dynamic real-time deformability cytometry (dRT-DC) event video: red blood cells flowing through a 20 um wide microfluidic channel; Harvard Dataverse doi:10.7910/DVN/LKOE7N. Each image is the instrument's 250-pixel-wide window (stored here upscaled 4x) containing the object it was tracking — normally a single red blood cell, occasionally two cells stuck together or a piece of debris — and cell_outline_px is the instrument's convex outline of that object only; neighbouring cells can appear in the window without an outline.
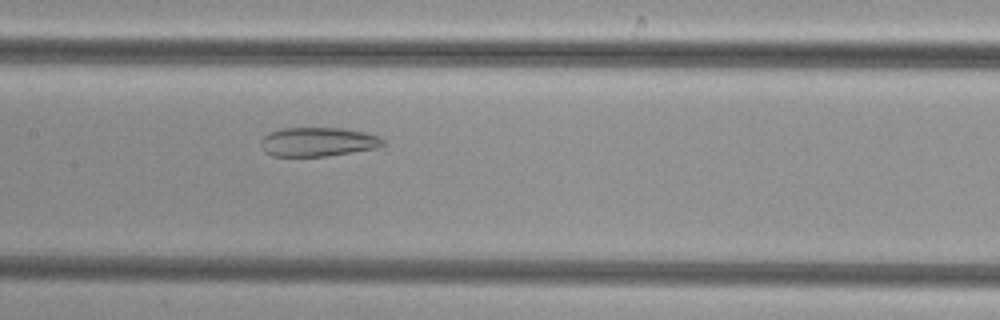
{"species": "common noctule bat (a hibernating species)", "species_latin": "Nyctalus noctula", "temperature_condition": "cold", "stored_images_in_passage": 52, "camera_frame_rate_fps": 3000, "um_per_image_px": 0.085, "animal": {"sex": "female", "body_mass_g": 29.2, "forearm_length_mm": 56.3}, "frame": {"image": 1, "passage_image": 26, "time_ms": 8.333, "image_size_px": [1000, 320], "cell_outline_px": [[384, 148], [328, 156], [272, 156], [264, 152], [260, 144], [260, 140], [264, 136], [280, 128], [344, 128], [364, 132], [380, 136], [384, 140]], "centroid_in_image_um": [27.08, 12.07], "position_along_channel_um": 180.3, "area_um2": 21.1}}
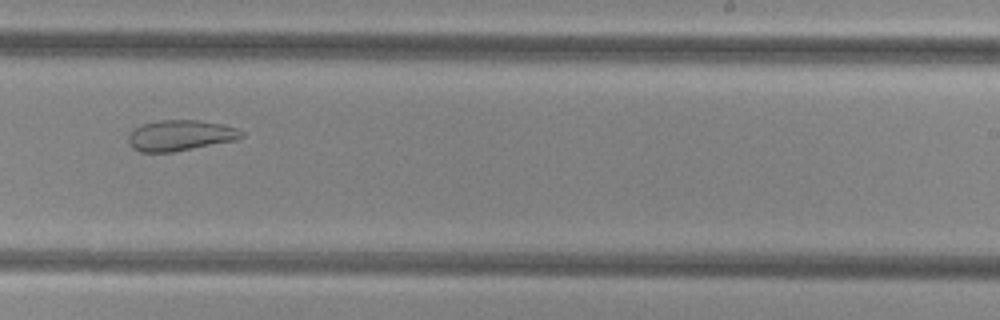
{"frame": {"image": 2, "passage_image": 33, "time_ms": 10.667, "image_size_px": [1000, 320], "cell_outline_px": [[244, 136], [236, 140], [172, 152], [140, 152], [132, 148], [128, 144], [128, 136], [132, 128], [140, 124], [156, 120], [200, 120], [224, 124], [236, 128], [244, 132]], "centroid_in_image_um": [15.29, 11.5], "position_along_channel_um": 273.7, "area_um2": 20.58}}
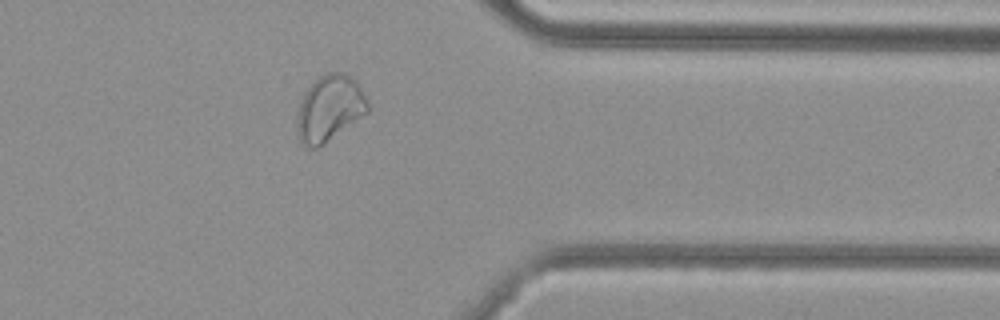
{"frame": {"image": 3, "passage_image": 42, "time_ms": 13.667, "image_size_px": [1000, 320], "cell_outline_px": [[372, 108], [368, 112], [324, 144], [316, 148], [312, 148], [304, 144], [300, 140], [296, 128], [296, 112], [300, 100], [304, 92], [320, 76], [328, 72], [344, 72], [356, 80], [368, 100]], "centroid_in_image_um": [28.01, 9.2], "position_along_channel_um": 383.4, "area_um2": 27.46}}